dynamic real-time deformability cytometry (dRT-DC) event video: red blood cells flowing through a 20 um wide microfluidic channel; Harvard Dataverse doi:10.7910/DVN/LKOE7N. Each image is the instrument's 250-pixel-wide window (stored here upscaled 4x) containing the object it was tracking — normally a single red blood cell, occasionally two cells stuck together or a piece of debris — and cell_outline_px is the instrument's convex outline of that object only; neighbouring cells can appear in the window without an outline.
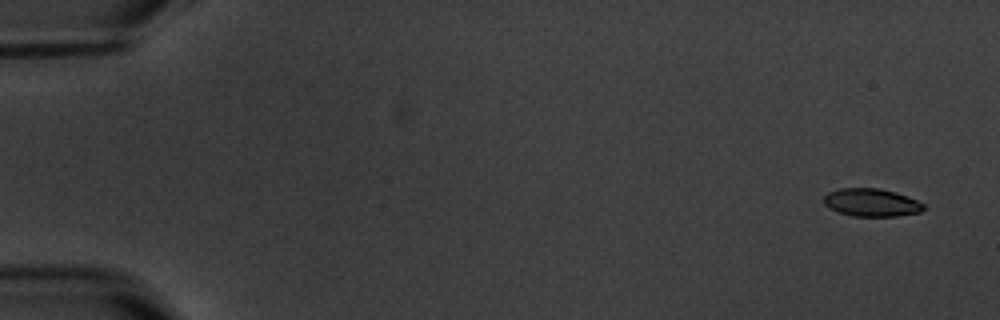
{"species": "common noctule bat (a hibernating species)", "species_latin": "Nyctalus noctula", "temperature_condition": "warm", "stored_images_in_passage": 11, "camera_frame_rate_fps": 3000, "um_per_image_px": 0.085, "animal": {"sex": "male", "body_mass_g": 20.1, "forearm_length_mm": 53.5}, "frame": {"image": 1, "passage_image": 1, "time_ms": 0.0, "image_size_px": [1000, 320], "cell_outline_px": [[924, 208], [920, 212], [896, 216], [852, 216], [828, 208], [824, 204], [824, 196], [828, 192], [840, 188], [880, 188], [896, 192], [908, 196], [924, 204]], "centroid_in_image_um": [74.06, 17.21], "position_along_channel_um": 10.9, "area_um2": 16.24}}
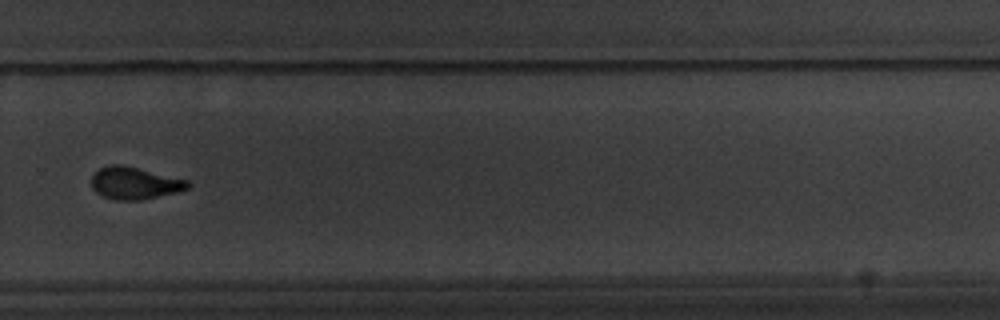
{"frame": {"image": 2, "passage_image": 11, "time_ms": 12.667, "image_size_px": [1000, 320], "cell_outline_px": [[192, 184], [188, 188], [176, 192], [140, 200], [116, 200], [104, 196], [96, 192], [92, 188], [92, 176], [100, 168], [108, 164], [124, 164], [188, 180]], "centroid_in_image_um": [11.45, 15.55], "position_along_channel_um": 318.4, "area_um2": 18.09}}